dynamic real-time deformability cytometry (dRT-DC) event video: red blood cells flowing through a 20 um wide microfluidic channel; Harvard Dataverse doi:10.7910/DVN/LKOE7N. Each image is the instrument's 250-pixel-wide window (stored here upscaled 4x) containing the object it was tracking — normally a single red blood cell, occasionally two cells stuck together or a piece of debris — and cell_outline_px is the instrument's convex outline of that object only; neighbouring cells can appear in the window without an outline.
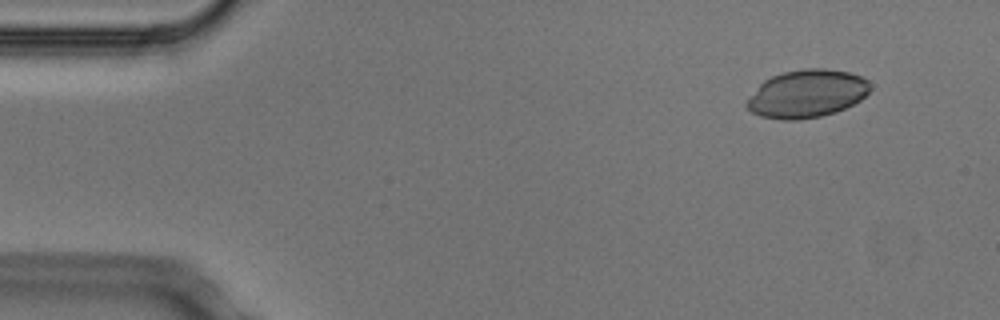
{"species": "Egyptian fruit bat (a non-hibernating species)", "species_latin": "Rousettus aegyptiacus", "temperature_condition": "cold", "stored_images_in_passage": 4, "camera_frame_rate_fps": 3000, "um_per_image_px": 0.085, "animal": {"sex": "male"}, "frame": {"image": 1, "passage_image": 2, "time_ms": 0.333, "image_size_px": [1000, 320], "cell_outline_px": [[872, 88], [860, 100], [836, 112], [820, 116], [800, 120], [780, 120], [760, 116], [752, 112], [744, 104], [760, 84], [764, 80], [772, 76], [784, 72], [804, 68], [824, 68], [848, 72], [860, 76], [868, 80], [872, 84]], "centroid_in_image_um": [68.59, 7.97], "position_along_channel_um": 16.4, "area_um2": 34.45}}